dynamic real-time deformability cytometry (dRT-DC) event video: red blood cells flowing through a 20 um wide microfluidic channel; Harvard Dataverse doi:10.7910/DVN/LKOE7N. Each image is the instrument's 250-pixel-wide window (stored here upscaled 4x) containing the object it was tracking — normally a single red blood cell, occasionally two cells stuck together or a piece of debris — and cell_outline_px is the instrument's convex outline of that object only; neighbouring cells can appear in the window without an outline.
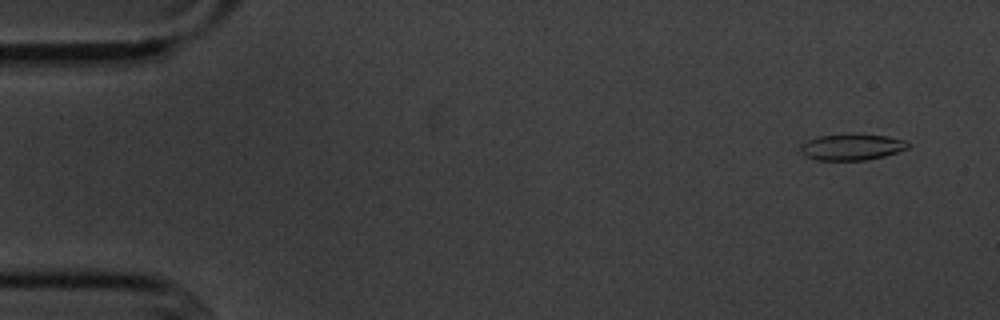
{"species": "common noctule bat (a hibernating species)", "species_latin": "Nyctalus noctula", "temperature_condition": "cold", "stored_images_in_passage": 5, "camera_frame_rate_fps": 3000, "um_per_image_px": 0.085, "animal": {"sex": "male", "body_mass_g": 20.1, "forearm_length_mm": 53.5}, "frame": {"image": 1, "passage_image": 2, "time_ms": 1.0, "image_size_px": [1000, 320], "cell_outline_px": [[912, 144], [908, 148], [884, 156], [868, 160], [816, 160], [804, 156], [800, 152], [800, 144], [808, 140], [820, 136], [848, 132], [860, 132], [888, 136], [904, 140]], "centroid_in_image_um": [72.4, 12.46], "position_along_channel_um": 12.6, "area_um2": 17.11}}
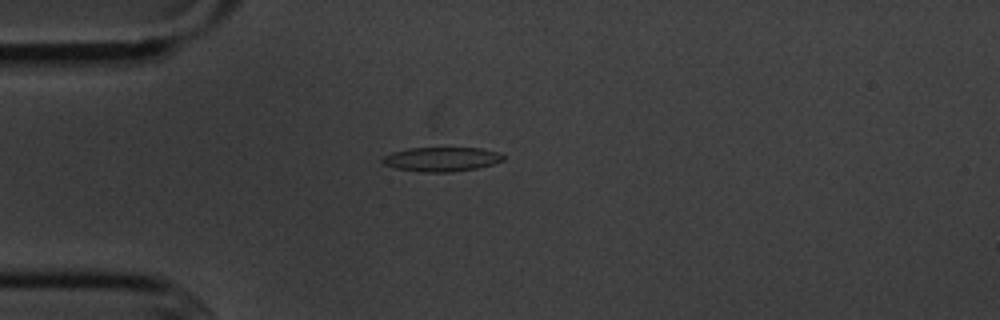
{"frame": {"image": 2, "passage_image": 5, "time_ms": 4.667, "image_size_px": [1000, 320], "cell_outline_px": [[504, 160], [492, 164], [476, 168], [452, 172], [420, 172], [396, 168], [384, 164], [380, 160], [384, 156], [392, 152], [408, 148], [480, 148], [500, 152], [504, 156]], "centroid_in_image_um": [37.53, 13.53], "position_along_channel_um": 47.5, "area_um2": 17.11}}